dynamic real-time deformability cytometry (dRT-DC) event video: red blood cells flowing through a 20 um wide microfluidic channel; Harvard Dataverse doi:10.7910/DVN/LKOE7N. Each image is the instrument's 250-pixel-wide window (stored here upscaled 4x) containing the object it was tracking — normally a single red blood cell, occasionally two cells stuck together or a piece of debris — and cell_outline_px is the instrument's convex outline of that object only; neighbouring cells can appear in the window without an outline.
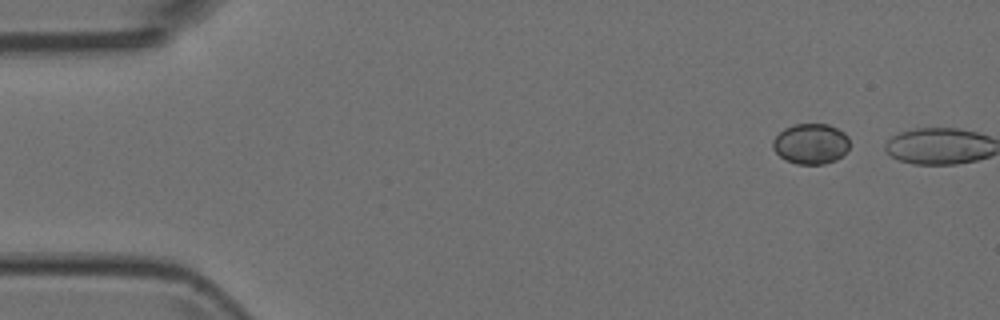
{"species": "Egyptian fruit bat (a non-hibernating species)", "species_latin": "Rousettus aegyptiacus", "temperature_condition": "room temperature", "stored_images_in_passage": 2, "camera_frame_rate_fps": 3000, "um_per_image_px": 0.085, "animal": {"sex": "female"}, "frame": {"image": 1, "passage_image": 1, "time_ms": 0.0, "image_size_px": [1000, 320], "cell_outline_px": [[848, 148], [836, 160], [824, 164], [796, 164], [780, 156], [772, 148], [772, 140], [784, 128], [796, 124], [828, 124], [844, 132], [848, 136]], "centroid_in_image_um": [68.9, 12.22], "position_along_channel_um": 16.1, "area_um2": 17.98}}